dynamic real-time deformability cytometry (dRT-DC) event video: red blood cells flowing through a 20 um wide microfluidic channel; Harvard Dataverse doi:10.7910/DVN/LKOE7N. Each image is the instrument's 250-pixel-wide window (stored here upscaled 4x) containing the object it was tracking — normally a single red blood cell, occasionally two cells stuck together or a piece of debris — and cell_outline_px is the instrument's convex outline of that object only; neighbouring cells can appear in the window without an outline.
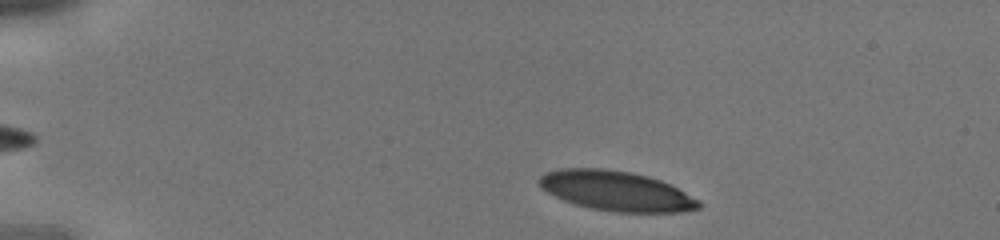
{"species": "human", "species_latin": "Homo sapiens", "temperature_condition": "cold", "stored_images_in_passage": 36, "camera_frame_rate_fps": 3000, "um_per_image_px": 0.085, "donor": {"sex": "male"}, "frame": {"image": 1, "passage_image": 2, "time_ms": 0.333, "image_size_px": [1000, 240], "cell_outline_px": [[704, 204], [700, 208], [680, 212], [616, 212], [592, 208], [576, 204], [564, 200], [540, 188], [536, 184], [536, 180], [544, 172], [560, 168], [604, 168], [632, 172], [648, 176], [660, 180], [700, 200]], "centroid_in_image_um": [52.35, 16.22], "position_along_channel_um": 32.7, "area_um2": 37.17}}
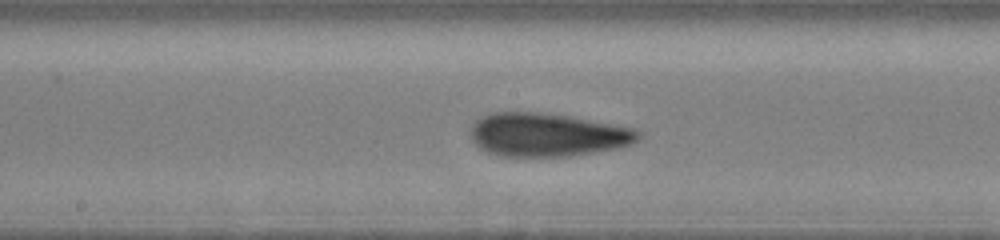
{"frame": {"image": 2, "passage_image": 17, "time_ms": 5.333, "image_size_px": [1000, 240], "cell_outline_px": [[644, 136], [632, 144], [616, 148], [568, 156], [500, 156], [488, 152], [480, 148], [472, 140], [472, 128], [476, 120], [480, 116], [492, 112], [540, 112], [568, 116], [636, 128], [644, 132]], "centroid_in_image_um": [46.57, 11.45], "position_along_channel_um": 201.6, "area_um2": 42.48}}
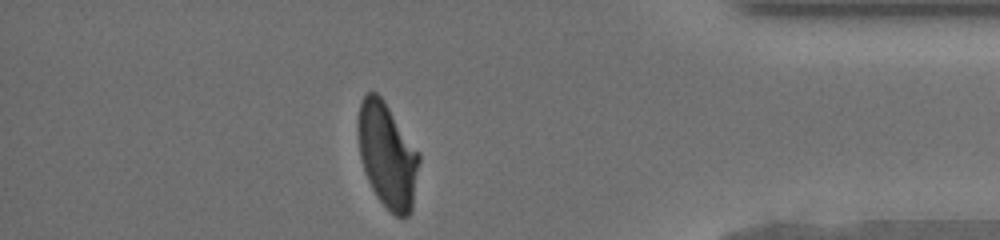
{"frame": {"image": 3, "passage_image": 31, "time_ms": 10.0, "image_size_px": [1000, 240], "cell_outline_px": [[420, 160], [412, 212], [408, 216], [396, 216], [376, 196], [364, 172], [360, 156], [356, 132], [356, 120], [360, 104], [364, 96], [368, 92], [376, 92], [384, 100], [420, 152]], "centroid_in_image_um": [32.92, 13.17], "position_along_channel_um": 402.3, "area_um2": 37.8}}